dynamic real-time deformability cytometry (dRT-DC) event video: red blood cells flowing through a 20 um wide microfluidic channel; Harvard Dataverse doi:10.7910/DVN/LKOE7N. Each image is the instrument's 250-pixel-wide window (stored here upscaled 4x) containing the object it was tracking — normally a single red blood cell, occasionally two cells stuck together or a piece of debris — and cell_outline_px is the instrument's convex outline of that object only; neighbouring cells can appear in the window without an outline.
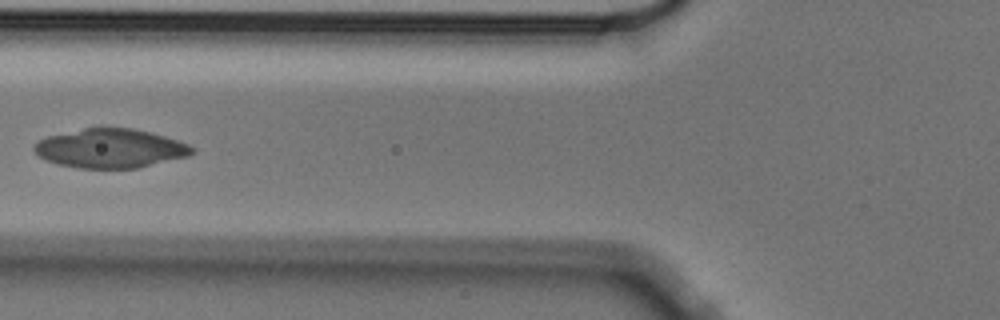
{"species": "Egyptian fruit bat (a non-hibernating species)", "species_latin": "Rousettus aegyptiacus", "temperature_condition": "cold", "stored_images_in_passage": 8, "camera_frame_rate_fps": 3000, "um_per_image_px": 0.085, "animal": {"sex": "male"}, "frame": {"image": 1, "passage_image": 6, "time_ms": 1.667, "image_size_px": [1000, 320], "cell_outline_px": [[196, 152], [188, 156], [140, 168], [76, 168], [60, 164], [48, 160], [40, 156], [32, 148], [40, 140], [48, 136], [84, 128], [132, 128], [164, 136], [188, 144], [196, 148]], "centroid_in_image_um": [9.43, 12.62], "position_along_channel_um": 116.4, "area_um2": 35.66}}
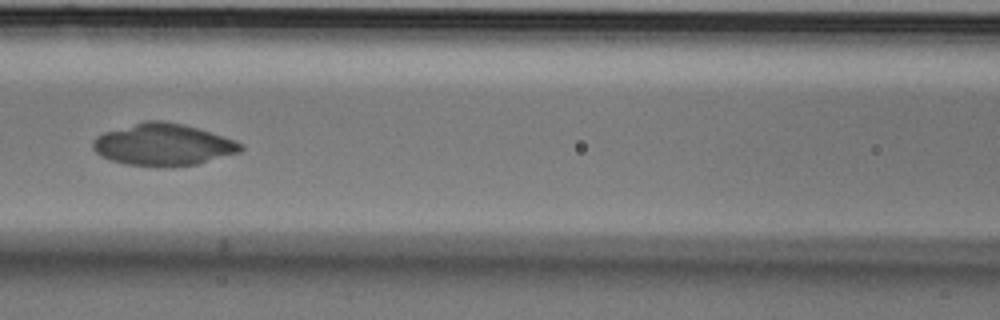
{"frame": {"image": 2, "passage_image": 7, "time_ms": 2.0, "image_size_px": [1000, 320], "cell_outline_px": [[244, 148], [240, 152], [196, 164], [124, 164], [100, 156], [92, 148], [92, 140], [96, 136], [104, 132], [144, 120], [164, 120], [184, 124], [244, 144]], "centroid_in_image_um": [13.82, 12.25], "position_along_channel_um": 152.8, "area_um2": 35.2}}
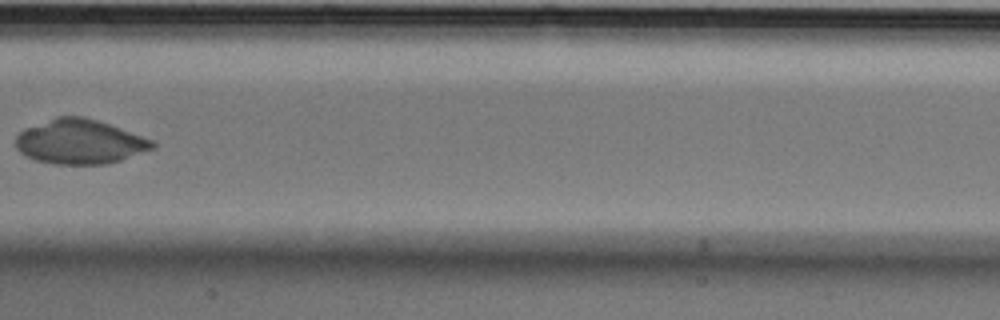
{"frame": {"image": 3, "passage_image": 8, "time_ms": 2.333, "image_size_px": [1000, 320], "cell_outline_px": [[156, 148], [108, 164], [52, 164], [36, 160], [24, 156], [16, 148], [16, 136], [24, 128], [56, 116], [84, 116], [120, 128], [152, 140], [156, 144]], "centroid_in_image_um": [6.75, 12.05], "position_along_channel_um": 200.6, "area_um2": 35.55}}